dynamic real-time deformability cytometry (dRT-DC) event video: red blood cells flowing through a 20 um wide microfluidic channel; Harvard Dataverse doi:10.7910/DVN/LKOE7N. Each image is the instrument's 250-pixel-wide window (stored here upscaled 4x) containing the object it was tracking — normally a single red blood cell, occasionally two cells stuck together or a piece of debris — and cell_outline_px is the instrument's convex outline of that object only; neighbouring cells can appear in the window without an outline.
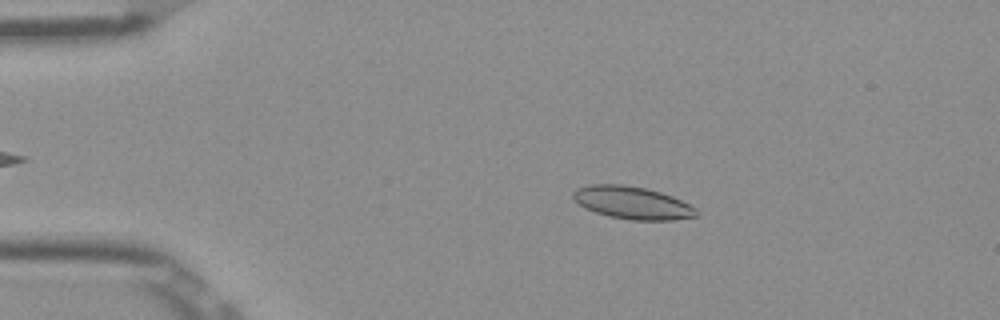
{"species": "Egyptian fruit bat (a non-hibernating species)", "species_latin": "Rousettus aegyptiacus", "temperature_condition": "room temperature", "stored_images_in_passage": 52, "camera_frame_rate_fps": 3000, "um_per_image_px": 0.085, "frame": {"image": 1, "passage_image": 10, "time_ms": 3.0, "image_size_px": [1000, 320], "cell_outline_px": [[696, 216], [672, 220], [632, 220], [608, 216], [584, 208], [572, 196], [572, 192], [576, 188], [588, 184], [620, 184], [644, 188], [660, 192], [672, 196], [696, 208]], "centroid_in_image_um": [53.7, 17.23], "position_along_channel_um": 31.3, "area_um2": 23.24}}
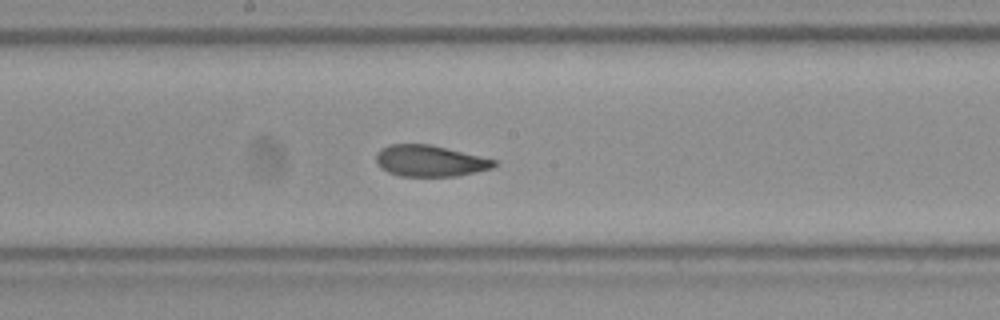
{"frame": {"image": 2, "passage_image": 28, "time_ms": 9.0, "image_size_px": [1000, 320], "cell_outline_px": [[496, 164], [492, 168], [476, 172], [456, 176], [400, 176], [388, 172], [380, 168], [376, 160], [376, 152], [380, 148], [388, 144], [432, 144], [496, 160]], "centroid_in_image_um": [36.51, 13.67], "position_along_channel_um": 211.7, "area_um2": 21.62}}
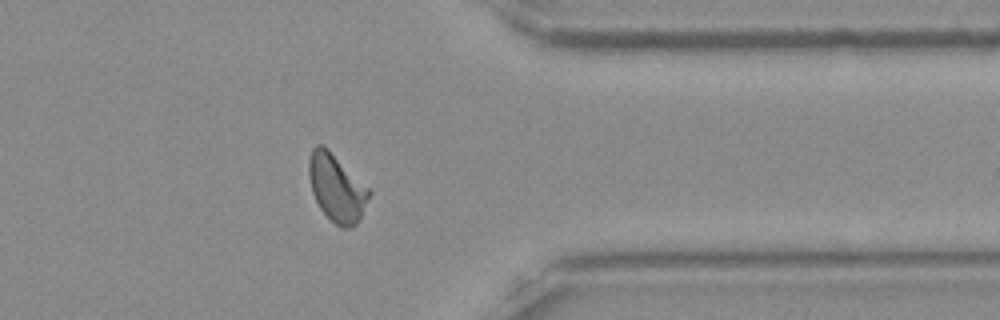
{"frame": {"image": 3, "passage_image": 42, "time_ms": 13.667, "image_size_px": [1000, 320], "cell_outline_px": [[372, 192], [356, 224], [352, 228], [340, 228], [320, 208], [312, 192], [308, 176], [308, 160], [312, 148], [316, 144], [324, 144]], "centroid_in_image_um": [28.58, 15.94], "position_along_channel_um": 382.8, "area_um2": 23.47}, "authors_computed_cell_mechanics": {"area_um2": 22.3397, "velocity_mm_per_s": 3.8857, "shape_relaxation_time_tau1_ms": 4.9265, "shape_relaxation_time_tau2_ms": 1.9519, "deformation_change_tau1": 0.1445, "deformation_change_tau2": 0.0753}}